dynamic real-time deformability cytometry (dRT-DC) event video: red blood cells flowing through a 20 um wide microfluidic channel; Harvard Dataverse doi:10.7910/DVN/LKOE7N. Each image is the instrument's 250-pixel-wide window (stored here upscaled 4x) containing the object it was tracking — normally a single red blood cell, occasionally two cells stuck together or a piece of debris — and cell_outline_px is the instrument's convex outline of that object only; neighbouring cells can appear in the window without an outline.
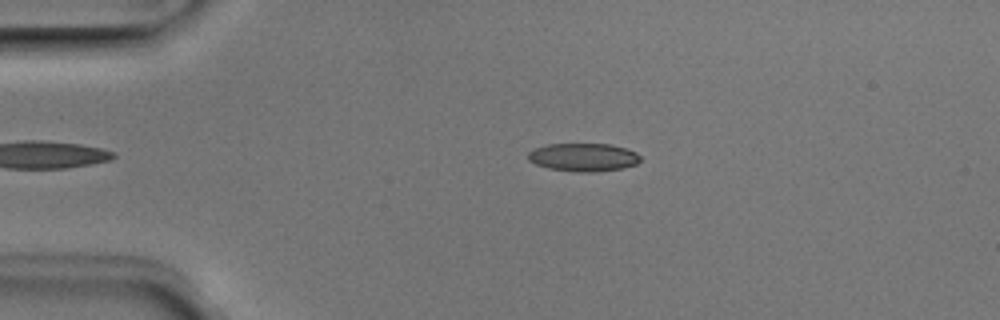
{"species": "Egyptian fruit bat (a non-hibernating species)", "species_latin": "Rousettus aegyptiacus", "temperature_condition": "room temperature", "stored_images_in_passage": 37, "camera_frame_rate_fps": 3000, "um_per_image_px": 0.085, "animal": {"sex": "male"}, "frame": {"image": 1, "passage_image": 3, "time_ms": 0.667, "image_size_px": [1000, 320], "cell_outline_px": [[640, 160], [636, 164], [620, 168], [592, 172], [576, 172], [548, 168], [536, 164], [528, 160], [528, 152], [532, 148], [548, 144], [608, 144], [624, 148], [636, 152], [640, 156]], "centroid_in_image_um": [49.54, 13.36], "position_along_channel_um": 35.5, "area_um2": 18.32}}
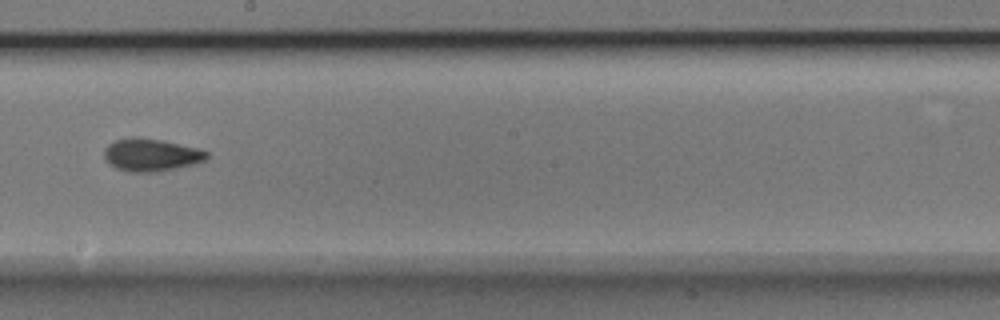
{"frame": {"image": 2, "passage_image": 21, "time_ms": 6.667, "image_size_px": [1000, 320], "cell_outline_px": [[208, 156], [204, 160], [196, 164], [156, 172], [128, 172], [116, 168], [104, 156], [104, 148], [108, 144], [116, 140], [132, 136], [140, 136], [160, 140], [196, 148], [208, 152]], "centroid_in_image_um": [12.83, 13.16], "position_along_channel_um": 235.4, "area_um2": 19.42}}
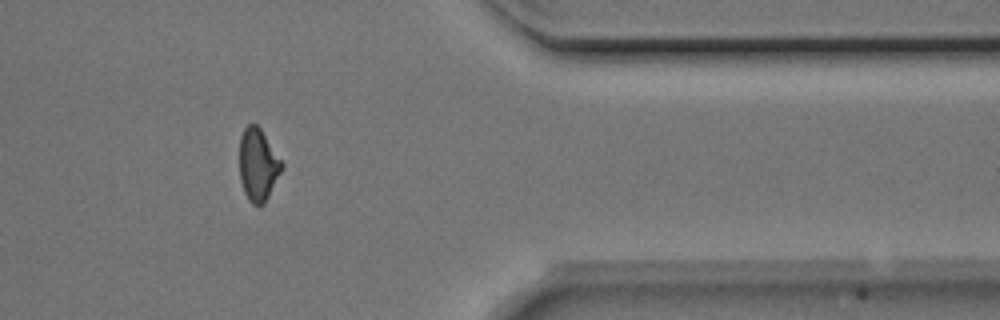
{"frame": {"image": 3, "passage_image": 34, "time_ms": 11.0, "image_size_px": [1000, 320], "cell_outline_px": [[284, 168], [264, 204], [252, 204], [248, 200], [244, 192], [240, 180], [240, 136], [244, 128], [248, 124], [256, 124], [260, 128], [284, 164]], "centroid_in_image_um": [21.94, 14.01], "position_along_channel_um": 389.5, "area_um2": 17.86}, "authors_computed_cell_mechanics": {"area_um2": 18.496, "velocity_mm_per_s": 4.0023, "shape_relaxation_time_tau1_ms": 2.6456, "shape_relaxation_time_tau2_ms": 1.9275, "deformation_change_tau1": 0.1304, "deformation_change_tau2": 0.0876}}